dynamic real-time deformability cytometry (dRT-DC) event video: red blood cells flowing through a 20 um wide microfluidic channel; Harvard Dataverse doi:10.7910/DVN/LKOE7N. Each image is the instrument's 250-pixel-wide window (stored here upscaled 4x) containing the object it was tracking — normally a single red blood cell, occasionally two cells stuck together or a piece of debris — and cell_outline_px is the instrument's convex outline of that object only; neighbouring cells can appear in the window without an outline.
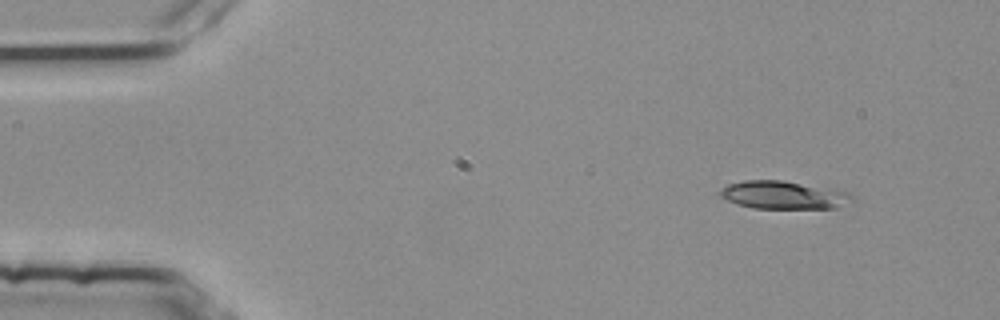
{"species": "common noctule bat (a hibernating species)", "species_latin": "Nyctalus noctula", "temperature_condition": "room temperature", "stored_images_in_passage": 3, "camera_frame_rate_fps": 3000, "um_per_image_px": 0.085, "animal": {"sex": "female", "body_mass_g": 25.1}, "frame": {"image": 1, "passage_image": 1, "time_ms": 0.0, "image_size_px": [1000, 320], "cell_outline_px": [[856, 200], [836, 208], [752, 208], [736, 204], [720, 196], [720, 192], [728, 184], [744, 180], [780, 180], [848, 192]], "centroid_in_image_um": [66.6, 16.59], "position_along_channel_um": 18.4, "area_um2": 21.21}}
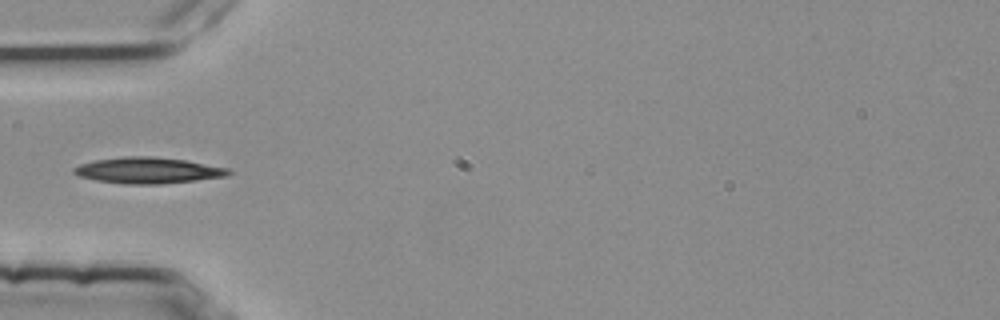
{"frame": {"image": 2, "passage_image": 3, "time_ms": 0.667, "image_size_px": [1000, 320], "cell_outline_px": [[232, 172], [228, 176], [196, 180], [160, 184], [124, 184], [96, 180], [80, 176], [72, 172], [72, 168], [80, 164], [96, 160], [124, 156], [152, 156], [184, 160], [228, 168]], "centroid_in_image_um": [12.57, 14.48], "position_along_channel_um": 72.4, "area_um2": 23.41}}